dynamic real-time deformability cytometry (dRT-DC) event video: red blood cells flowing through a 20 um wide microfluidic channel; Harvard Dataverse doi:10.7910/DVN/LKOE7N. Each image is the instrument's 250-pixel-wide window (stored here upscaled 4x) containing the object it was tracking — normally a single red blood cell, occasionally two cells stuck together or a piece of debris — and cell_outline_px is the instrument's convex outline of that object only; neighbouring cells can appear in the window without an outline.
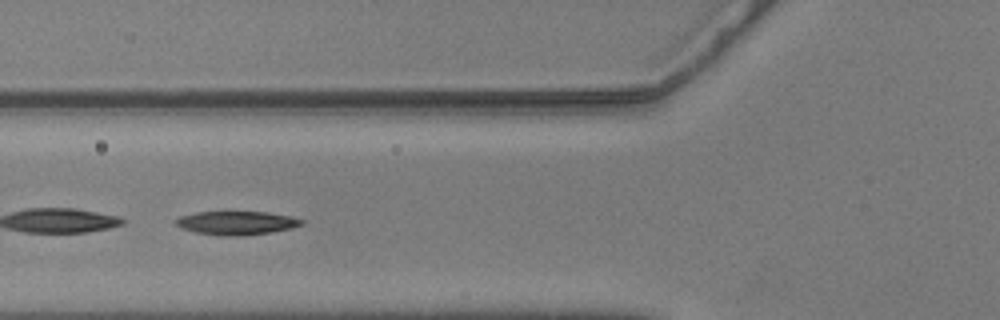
{"species": "common noctule bat (a hibernating species)", "species_latin": "Nyctalus noctula", "temperature_condition": "warm", "stored_images_in_passage": 55, "segment_of_instrument_passage": [2, 2], "camera_frame_rate_fps": 3000, "um_per_image_px": 0.085, "animal": {"sex": "male", "body_mass_g": 20.5, "forearm_length_mm": 52.5}, "frame": {"image": 1, "passage_image": 21, "time_ms": 6.667, "image_size_px": [1000, 320], "cell_outline_px": [[304, 224], [292, 228], [272, 232], [240, 236], [220, 236], [196, 232], [180, 228], [172, 224], [172, 220], [180, 216], [196, 212], [268, 212], [292, 216], [304, 220]], "centroid_in_image_um": [20.07, 18.95], "position_along_channel_um": 105.7, "area_um2": 17.63}}
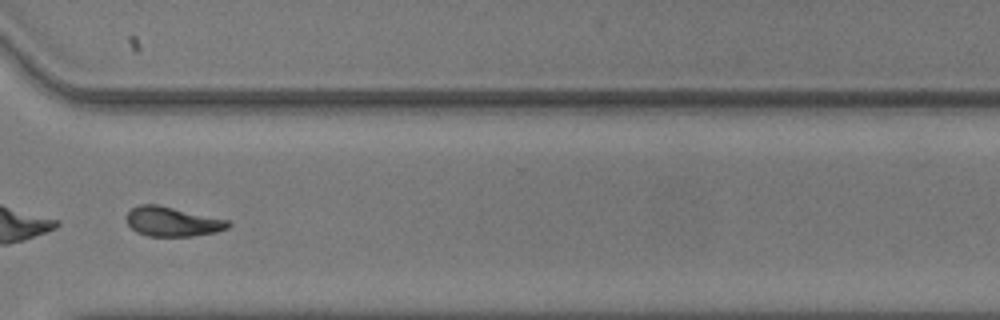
{"frame": {"image": 2, "passage_image": 42, "time_ms": 13.667, "image_size_px": [1000, 320], "cell_outline_px": [[232, 224], [228, 228], [216, 232], [192, 236], [148, 236], [136, 232], [128, 224], [124, 216], [132, 208], [140, 204], [156, 204], [228, 220]], "centroid_in_image_um": [14.63, 18.84], "position_along_channel_um": 356.0, "area_um2": 17.46}}